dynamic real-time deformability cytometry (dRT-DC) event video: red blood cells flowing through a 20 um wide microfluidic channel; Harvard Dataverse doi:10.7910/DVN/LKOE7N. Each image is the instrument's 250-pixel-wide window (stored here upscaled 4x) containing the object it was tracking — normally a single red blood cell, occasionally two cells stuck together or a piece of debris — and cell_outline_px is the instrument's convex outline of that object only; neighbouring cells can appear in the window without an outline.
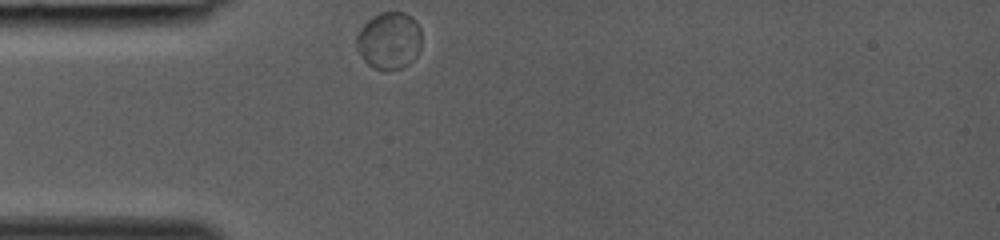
{"species": "common noctule bat (a hibernating species)", "species_latin": "Nyctalus noctula", "temperature_condition": "room temperature", "stored_images_in_passage": 26, "camera_frame_rate_fps": 3000, "um_per_image_px": 0.085, "animal": {"sex": "female", "body_mass_g": 19.0, "forearm_length_mm": 53.3}, "frame": {"image": 1, "passage_image": 1, "time_ms": 0.0, "image_size_px": [1000, 240], "cell_outline_px": [[420, 52], [408, 64], [400, 68], [376, 68], [368, 64], [360, 56], [356, 48], [356, 36], [360, 28], [368, 20], [380, 12], [404, 12], [420, 28]], "centroid_in_image_um": [33.05, 3.44], "position_along_channel_um": 52.0, "area_um2": 21.33}}
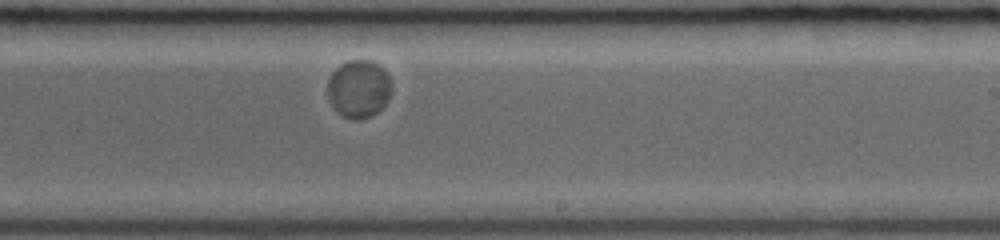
{"frame": {"image": 2, "passage_image": 15, "time_ms": 4.667, "image_size_px": [1000, 240], "cell_outline_px": [[388, 100], [376, 112], [368, 116], [356, 120], [352, 120], [336, 112], [328, 96], [328, 80], [332, 72], [340, 64], [348, 60], [372, 60], [380, 64], [384, 68], [388, 76]], "centroid_in_image_um": [30.45, 7.52], "position_along_channel_um": 258.5, "area_um2": 21.21}}
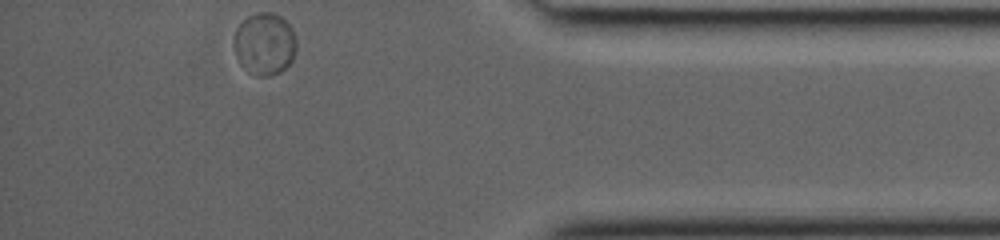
{"frame": {"image": 3, "passage_image": 26, "time_ms": 8.333, "image_size_px": [1000, 240], "cell_outline_px": [[296, 48], [292, 60], [280, 72], [268, 76], [260, 76], [240, 64], [236, 52], [236, 28], [248, 16], [256, 12], [272, 12], [280, 16], [292, 28], [296, 40]], "centroid_in_image_um": [22.53, 3.7], "position_along_channel_um": 412.7, "area_um2": 22.08}}